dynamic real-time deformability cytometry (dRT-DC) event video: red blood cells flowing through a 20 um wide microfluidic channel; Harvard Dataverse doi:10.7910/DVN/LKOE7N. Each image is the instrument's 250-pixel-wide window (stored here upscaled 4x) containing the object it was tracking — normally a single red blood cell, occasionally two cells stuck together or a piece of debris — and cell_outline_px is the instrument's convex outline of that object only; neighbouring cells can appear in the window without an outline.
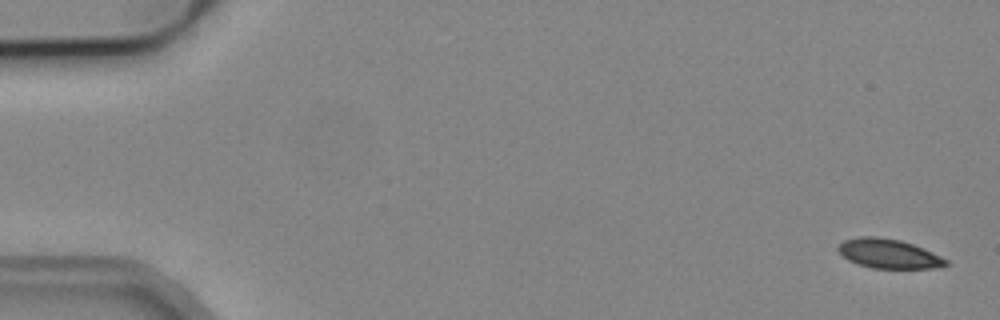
{"species": "common noctule bat (a hibernating species)", "species_latin": "Nyctalus noctula", "temperature_condition": "cold", "stored_images_in_passage": 5, "camera_frame_rate_fps": 3000, "um_per_image_px": 0.085, "animal": {"sex": "male", "body_mass_g": 19.2, "forearm_length_mm": 51.8}, "frame": {"image": 1, "passage_image": 1, "time_ms": 0.0, "image_size_px": [1000, 320], "cell_outline_px": [[948, 264], [932, 268], [872, 268], [848, 260], [836, 248], [844, 240], [860, 236], [876, 236], [900, 240], [924, 248], [948, 260]], "centroid_in_image_um": [75.53, 21.55], "position_along_channel_um": 9.5, "area_um2": 18.21}}
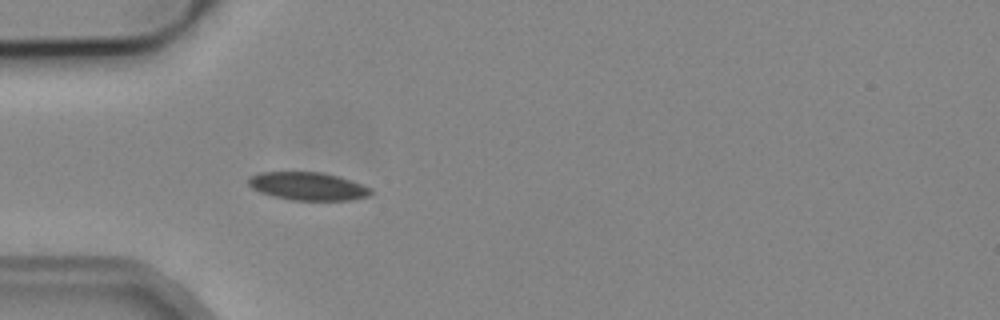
{"frame": {"image": 2, "passage_image": 5, "time_ms": 5.0, "image_size_px": [1000, 320], "cell_outline_px": [[372, 192], [368, 196], [352, 200], [292, 200], [260, 192], [252, 188], [248, 184], [248, 176], [260, 172], [324, 172], [372, 188]], "centroid_in_image_um": [26.14, 15.82], "position_along_channel_um": 58.9, "area_um2": 19.83}}